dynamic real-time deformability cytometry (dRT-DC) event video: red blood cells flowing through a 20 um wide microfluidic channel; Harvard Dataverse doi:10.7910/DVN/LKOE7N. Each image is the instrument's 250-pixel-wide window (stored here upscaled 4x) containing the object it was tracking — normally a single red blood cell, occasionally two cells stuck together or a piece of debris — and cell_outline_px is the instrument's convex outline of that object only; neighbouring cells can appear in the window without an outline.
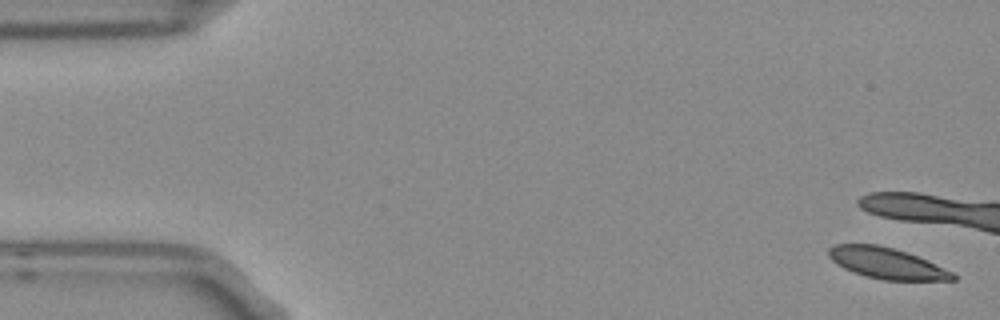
{"species": "Egyptian fruit bat (a non-hibernating species)", "species_latin": "Rousettus aegyptiacus", "temperature_condition": "room temperature", "stored_images_in_passage": 2, "camera_frame_rate_fps": 3000, "um_per_image_px": 0.085, "frame": {"image": 1, "passage_image": 1, "time_ms": 0.0, "image_size_px": [1000, 320], "cell_outline_px": [[956, 280], [884, 280], [864, 276], [852, 272], [844, 268], [832, 260], [828, 256], [828, 248], [836, 244], [876, 244], [892, 248], [916, 256], [952, 272], [956, 276]], "centroid_in_image_um": [75.32, 22.38], "position_along_channel_um": 9.7, "area_um2": 22.08}}